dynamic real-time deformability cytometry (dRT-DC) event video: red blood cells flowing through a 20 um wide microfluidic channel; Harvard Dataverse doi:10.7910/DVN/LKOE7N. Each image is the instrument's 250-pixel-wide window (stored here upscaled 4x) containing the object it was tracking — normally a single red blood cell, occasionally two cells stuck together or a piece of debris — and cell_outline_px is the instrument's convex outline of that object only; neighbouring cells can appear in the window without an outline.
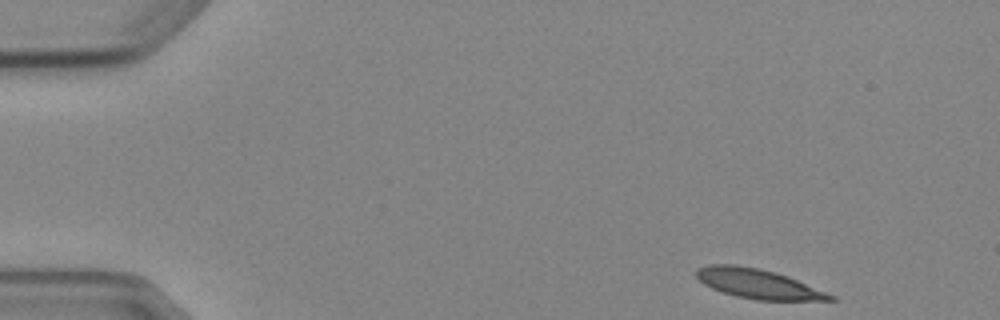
{"species": "Egyptian fruit bat (a non-hibernating species)", "species_latin": "Rousettus aegyptiacus", "temperature_condition": "cold", "stored_images_in_passage": 4, "camera_frame_rate_fps": 3000, "um_per_image_px": 0.085, "animal": {"sex": "female"}, "frame": {"image": 1, "passage_image": 1, "time_ms": 0.0, "image_size_px": [1000, 320], "cell_outline_px": [[840, 300], [756, 300], [736, 296], [712, 288], [704, 284], [692, 272], [696, 268], [708, 264], [736, 264], [760, 268], [776, 272], [788, 276], [836, 296]], "centroid_in_image_um": [64.41, 24.1], "position_along_channel_um": 20.6, "area_um2": 23.24}}
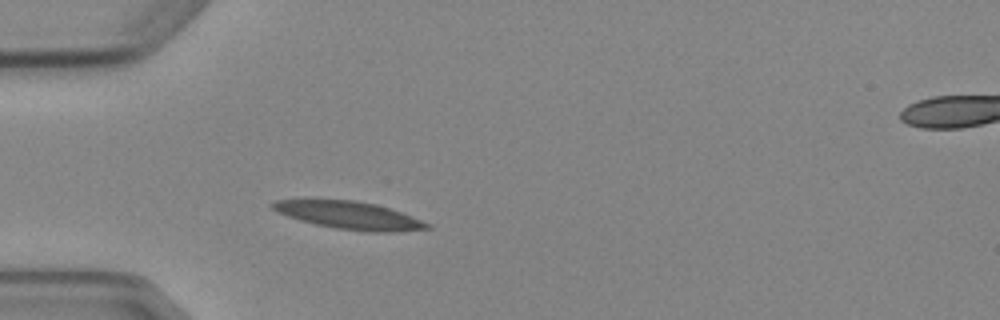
{"frame": {"image": 2, "passage_image": 4, "time_ms": 3.333, "image_size_px": [1000, 320], "cell_outline_px": [[432, 228], [396, 232], [368, 232], [336, 228], [316, 224], [300, 220], [276, 212], [268, 204], [276, 200], [352, 200], [376, 204], [400, 212], [432, 224]], "centroid_in_image_um": [29.7, 18.31], "position_along_channel_um": 55.3, "area_um2": 24.74}}